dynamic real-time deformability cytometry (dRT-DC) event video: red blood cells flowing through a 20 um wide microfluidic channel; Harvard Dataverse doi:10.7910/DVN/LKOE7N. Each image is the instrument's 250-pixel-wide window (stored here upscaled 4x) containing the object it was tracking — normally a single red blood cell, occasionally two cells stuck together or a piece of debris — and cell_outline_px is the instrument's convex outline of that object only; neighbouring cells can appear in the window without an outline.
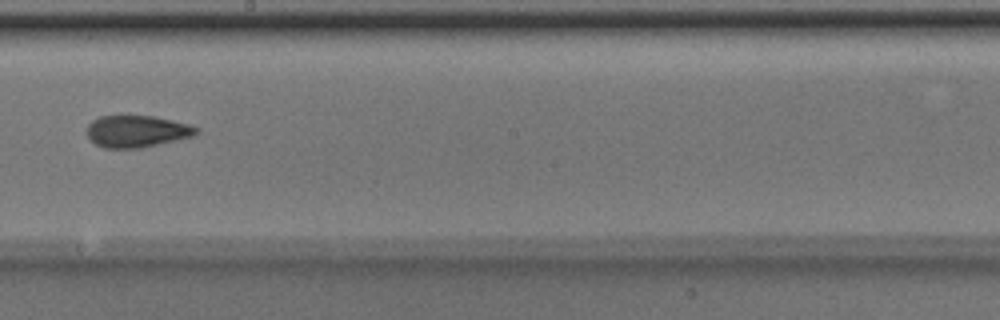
{"species": "Egyptian fruit bat (a non-hibernating species)", "species_latin": "Rousettus aegyptiacus", "temperature_condition": "room temperature", "stored_images_in_passage": 8, "camera_frame_rate_fps": 3000, "um_per_image_px": 0.085, "animal": {"sex": "male"}, "frame": {"image": 1, "passage_image": 7, "time_ms": 2.0, "image_size_px": [1000, 320], "cell_outline_px": [[200, 132], [196, 136], [140, 148], [104, 148], [96, 144], [88, 136], [88, 124], [92, 120], [100, 116], [120, 112], [152, 116], [172, 120], [188, 124], [200, 128]], "centroid_in_image_um": [11.64, 11.11], "position_along_channel_um": 236.6, "area_um2": 21.1}}
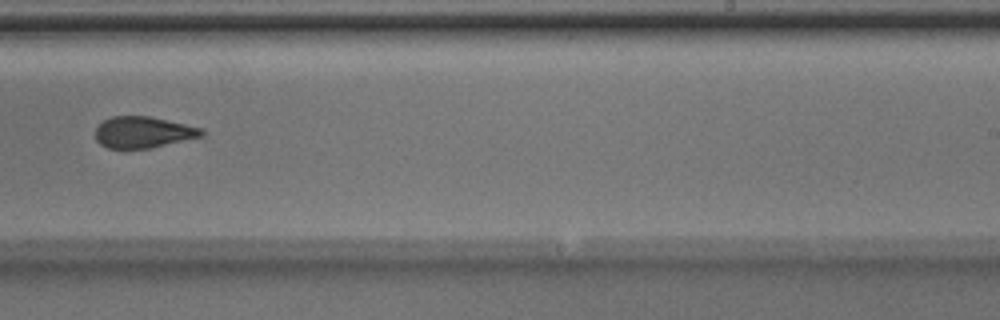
{"frame": {"image": 2, "passage_image": 8, "time_ms": 2.333, "image_size_px": [1000, 320], "cell_outline_px": [[204, 136], [152, 148], [108, 148], [100, 144], [96, 140], [96, 128], [104, 120], [112, 116], [148, 116], [184, 124], [200, 128], [204, 132]], "centroid_in_image_um": [12.16, 11.25], "position_along_channel_um": 276.8, "area_um2": 19.25}}